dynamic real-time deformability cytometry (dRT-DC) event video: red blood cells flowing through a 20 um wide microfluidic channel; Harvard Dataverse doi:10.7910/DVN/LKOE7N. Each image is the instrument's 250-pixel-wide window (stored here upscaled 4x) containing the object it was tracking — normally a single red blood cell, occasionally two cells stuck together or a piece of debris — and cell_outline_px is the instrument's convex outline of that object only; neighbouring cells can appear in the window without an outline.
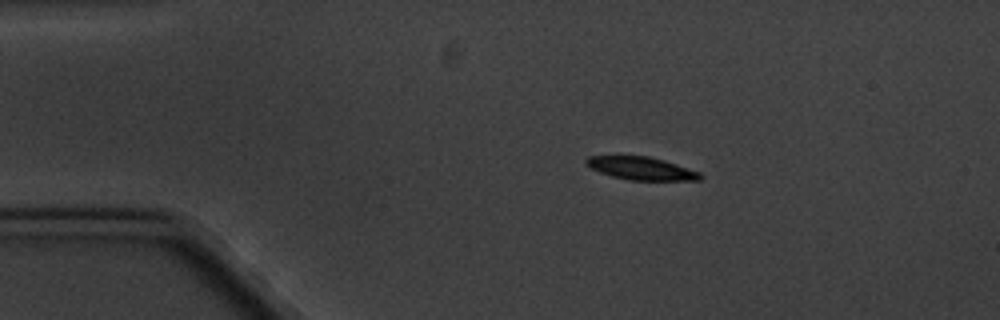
{"species": "common noctule bat (a hibernating species)", "species_latin": "Nyctalus noctula", "temperature_condition": "cold", "stored_images_in_passage": 6, "camera_frame_rate_fps": 3000, "um_per_image_px": 0.085, "animal": {"sex": "male", "body_mass_g": 20.1, "forearm_length_mm": 53.5}, "frame": {"image": 1, "passage_image": 3, "time_ms": 2.333, "image_size_px": [1000, 320], "cell_outline_px": [[704, 176], [700, 180], [628, 180], [612, 176], [600, 172], [584, 164], [584, 160], [588, 156], [648, 156], [664, 160], [700, 172]], "centroid_in_image_um": [54.5, 14.31], "position_along_channel_um": 30.5, "area_um2": 15.2}}
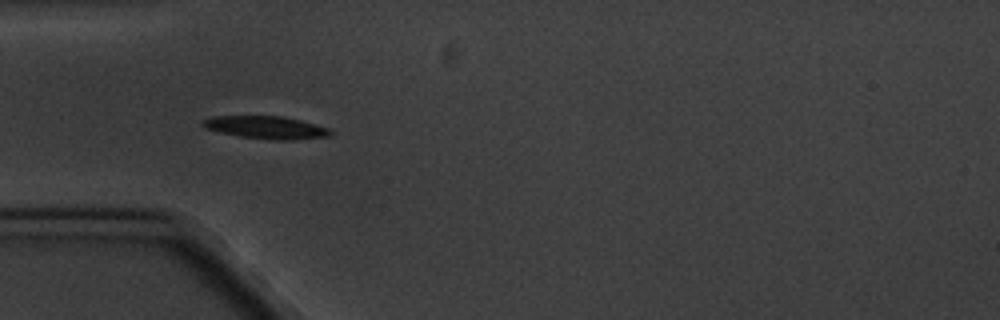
{"frame": {"image": 2, "passage_image": 5, "time_ms": 4.667, "image_size_px": [1000, 320], "cell_outline_px": [[332, 136], [292, 140], [272, 140], [240, 136], [220, 132], [204, 128], [200, 124], [204, 120], [212, 116], [280, 116], [300, 120], [328, 128], [332, 132]], "centroid_in_image_um": [22.61, 10.84], "position_along_channel_um": 62.4, "area_um2": 16.82}}